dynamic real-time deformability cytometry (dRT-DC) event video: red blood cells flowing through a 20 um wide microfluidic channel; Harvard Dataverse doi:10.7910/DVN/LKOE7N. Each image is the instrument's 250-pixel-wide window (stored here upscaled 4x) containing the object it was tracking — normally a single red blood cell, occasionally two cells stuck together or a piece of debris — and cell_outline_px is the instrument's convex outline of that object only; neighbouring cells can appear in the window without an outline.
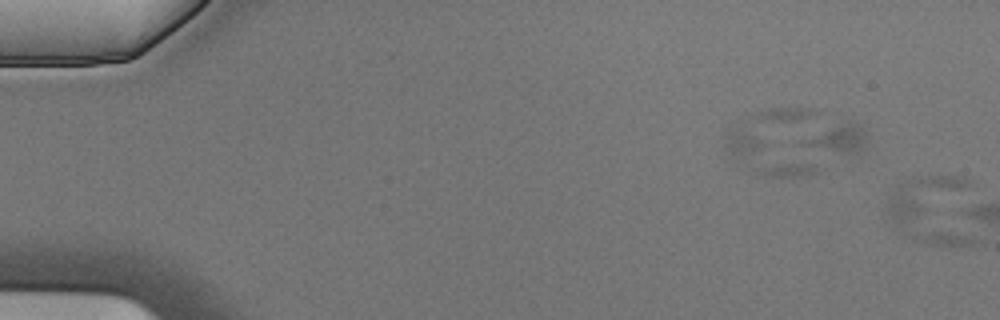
{"species": "Egyptian fruit bat (a non-hibernating species)", "species_latin": "Rousettus aegyptiacus", "temperature_condition": "cold", "stored_images_in_passage": 3, "camera_frame_rate_fps": 3000, "um_per_image_px": 0.085, "animal": {"sex": "male"}, "frame": {"image": 1, "passage_image": 3, "time_ms": 0.667, "image_size_px": [1000, 320], "cell_outline_px": [[976, 240], [972, 244], [924, 244], [916, 240], [904, 232], [888, 216], [884, 204], [892, 188], [908, 180], [928, 176], [956, 176], [972, 180]], "centroid_in_image_um": [79.43, 17.82], "position_along_channel_um": 5.6, "area_um2": 37.45}}